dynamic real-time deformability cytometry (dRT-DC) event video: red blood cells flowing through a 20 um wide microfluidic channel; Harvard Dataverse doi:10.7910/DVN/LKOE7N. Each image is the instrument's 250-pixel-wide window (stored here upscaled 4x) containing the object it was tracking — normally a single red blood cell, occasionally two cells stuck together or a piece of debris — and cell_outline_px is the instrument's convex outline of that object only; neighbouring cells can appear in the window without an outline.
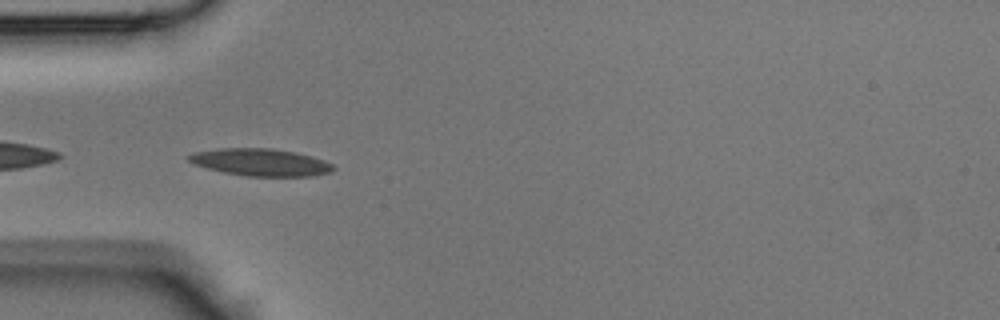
{"species": "Egyptian fruit bat (a non-hibernating species)", "species_latin": "Rousettus aegyptiacus", "temperature_condition": "room temperature", "stored_images_in_passage": 34, "camera_frame_rate_fps": 3000, "um_per_image_px": 0.085, "animal": {"sex": "male"}, "frame": {"image": 1, "passage_image": 1, "time_ms": 0.0, "image_size_px": [1000, 320], "cell_outline_px": [[336, 168], [332, 172], [312, 176], [248, 176], [224, 172], [208, 168], [196, 164], [188, 160], [184, 156], [192, 152], [220, 148], [272, 148], [296, 152], [312, 156], [324, 160], [332, 164]], "centroid_in_image_um": [22.16, 13.78], "position_along_channel_um": 62.8, "area_um2": 23.06}}
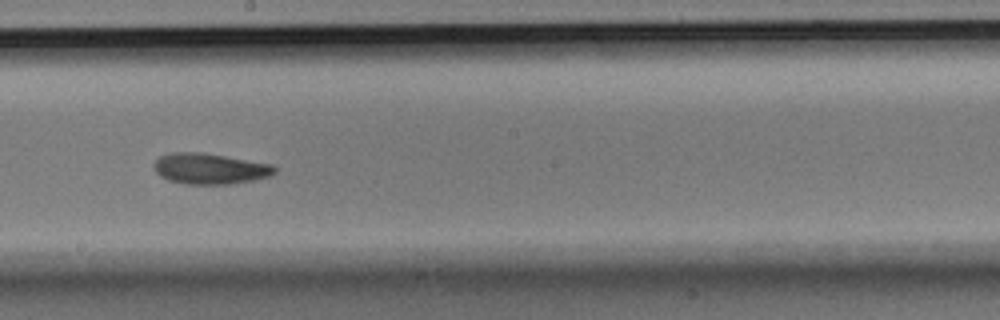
{"frame": {"image": 2, "passage_image": 13, "time_ms": 4.0, "image_size_px": [1000, 320], "cell_outline_px": [[276, 172], [272, 176], [256, 180], [232, 184], [184, 184], [168, 180], [160, 176], [156, 172], [152, 164], [160, 156], [172, 152], [204, 152], [272, 164], [276, 168]], "centroid_in_image_um": [17.86, 14.34], "position_along_channel_um": 230.3, "area_um2": 22.02}}
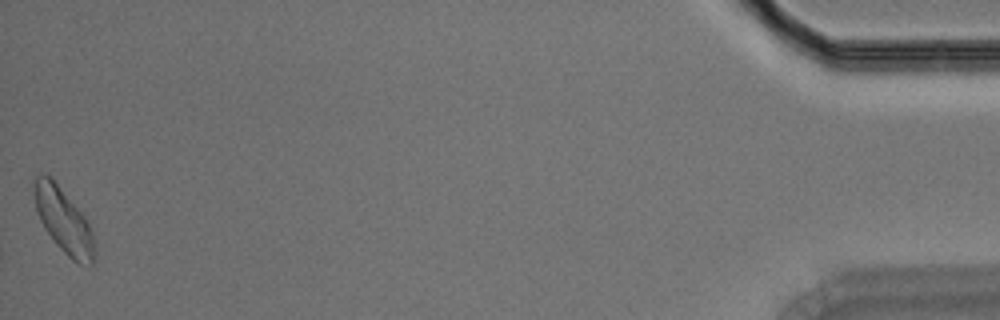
{"frame": {"image": 3, "passage_image": 34, "time_ms": 11.0, "image_size_px": [1000, 320], "cell_outline_px": [[96, 252], [92, 264], [76, 264], [56, 244], [44, 228], [36, 212], [36, 176], [40, 172], [44, 172], [56, 184], [84, 216], [92, 232]], "centroid_in_image_um": [5.43, 18.83], "position_along_channel_um": 429.8, "area_um2": 22.02}}